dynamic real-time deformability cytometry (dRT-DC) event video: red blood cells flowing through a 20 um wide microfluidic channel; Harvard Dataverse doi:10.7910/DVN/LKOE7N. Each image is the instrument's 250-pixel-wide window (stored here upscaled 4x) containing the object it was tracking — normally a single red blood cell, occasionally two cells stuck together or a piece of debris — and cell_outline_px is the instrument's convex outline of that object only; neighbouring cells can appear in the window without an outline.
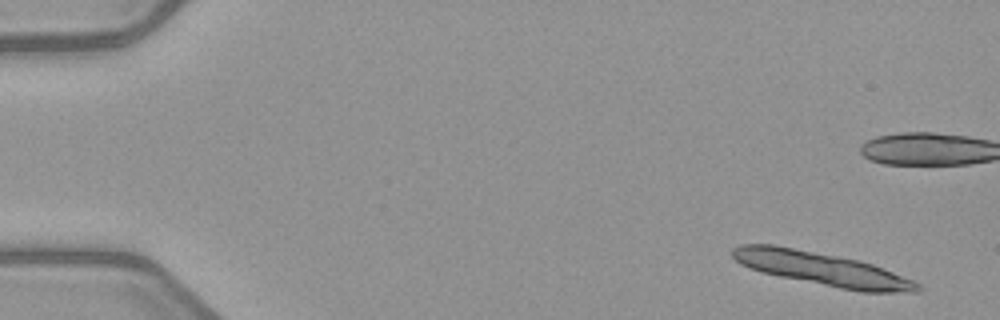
{"species": "common noctule bat (a hibernating species)", "species_latin": "Nyctalus noctula", "temperature_condition": "warm", "stored_images_in_passage": 6, "camera_frame_rate_fps": 3000, "um_per_image_px": 0.085, "animal": {"sex": "female", "body_mass_g": 21.9}, "frame": {"image": 1, "passage_image": 1, "time_ms": 0.0, "image_size_px": [1000, 320], "cell_outline_px": [[924, 288], [920, 292], [860, 292], [760, 272], [748, 268], [740, 264], [732, 256], [732, 248], [740, 244], [772, 244], [860, 260], [872, 264], [916, 280]], "centroid_in_image_um": [69.91, 22.86], "position_along_channel_um": 15.1, "area_um2": 36.07}}